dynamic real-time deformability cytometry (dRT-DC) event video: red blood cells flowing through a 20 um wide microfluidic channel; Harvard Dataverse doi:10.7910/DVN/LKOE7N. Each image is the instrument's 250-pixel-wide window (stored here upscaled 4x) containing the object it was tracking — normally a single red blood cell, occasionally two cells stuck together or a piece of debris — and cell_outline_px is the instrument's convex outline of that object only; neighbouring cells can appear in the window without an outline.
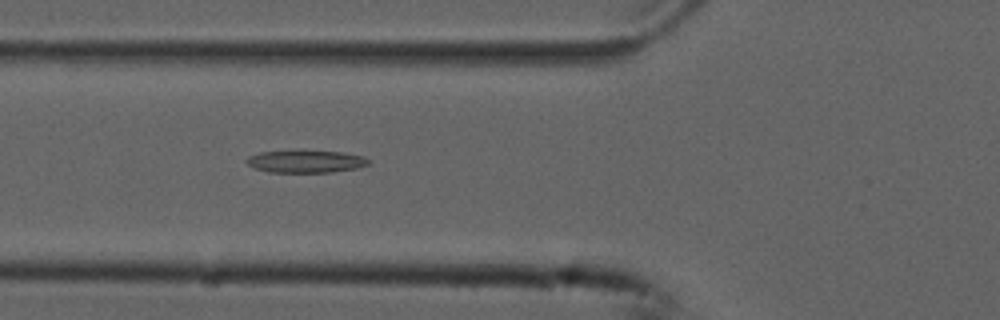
{"species": "common noctule bat (a hibernating species)", "species_latin": "Nyctalus noctula", "temperature_condition": "cold", "stored_images_in_passage": 42, "camera_frame_rate_fps": 3000, "um_per_image_px": 0.085, "animal": {"sex": "male", "forearm_length_mm": 52.5}, "frame": {"image": 1, "passage_image": 8, "time_ms": 2.333, "image_size_px": [1000, 320], "cell_outline_px": [[368, 164], [356, 168], [332, 172], [268, 172], [256, 168], [248, 164], [244, 160], [248, 156], [260, 152], [304, 148], [340, 152], [364, 156], [368, 160]], "centroid_in_image_um": [25.94, 13.68], "position_along_channel_um": 99.9, "area_um2": 16.53}}
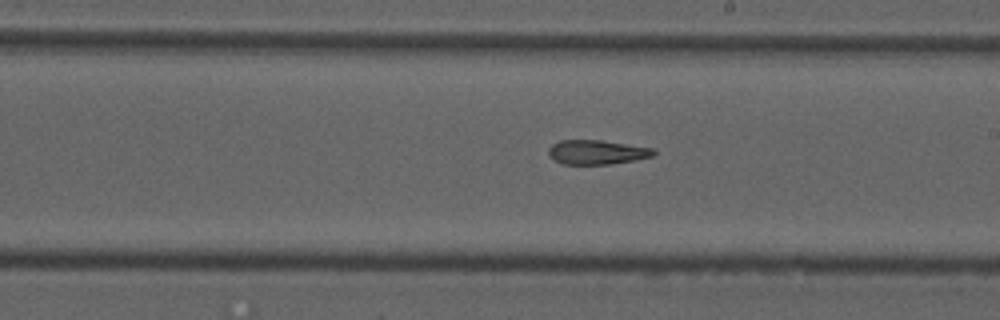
{"frame": {"image": 2, "passage_image": 19, "time_ms": 6.0, "image_size_px": [1000, 320], "cell_outline_px": [[656, 152], [652, 156], [636, 160], [608, 164], [560, 164], [552, 160], [548, 156], [548, 148], [552, 144], [560, 140], [600, 140], [656, 148]], "centroid_in_image_um": [50.7, 12.93], "position_along_channel_um": 238.3, "area_um2": 15.14}}
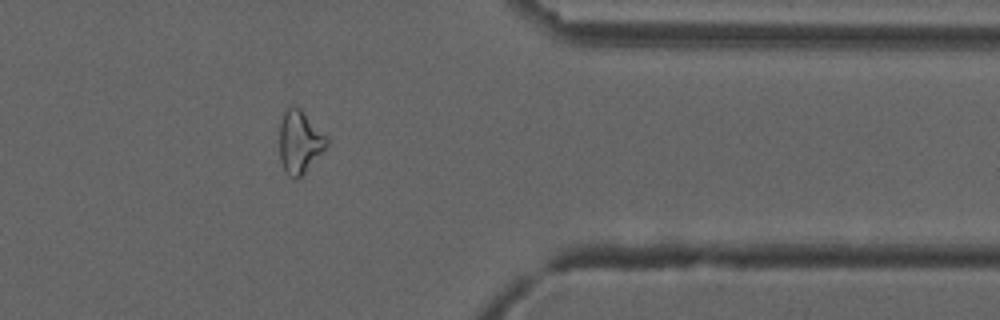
{"frame": {"image": 3, "passage_image": 32, "time_ms": 10.333, "image_size_px": [1000, 320], "cell_outline_px": [[328, 144], [300, 180], [292, 180], [288, 176], [280, 160], [280, 124], [284, 112], [288, 108], [300, 108], [328, 136]], "centroid_in_image_um": [25.49, 12.13], "position_along_channel_um": 385.9, "area_um2": 17.4}, "authors_computed_cell_mechanics": {"area_um2": 16.5308, "velocity_mm_per_s": 3.7704, "shape_relaxation_time_tau1_ms": null, "shape_relaxation_time_tau2_ms": 8.3914, "deformation_change_tau1": null, "deformation_change_tau2": 0.2126}}